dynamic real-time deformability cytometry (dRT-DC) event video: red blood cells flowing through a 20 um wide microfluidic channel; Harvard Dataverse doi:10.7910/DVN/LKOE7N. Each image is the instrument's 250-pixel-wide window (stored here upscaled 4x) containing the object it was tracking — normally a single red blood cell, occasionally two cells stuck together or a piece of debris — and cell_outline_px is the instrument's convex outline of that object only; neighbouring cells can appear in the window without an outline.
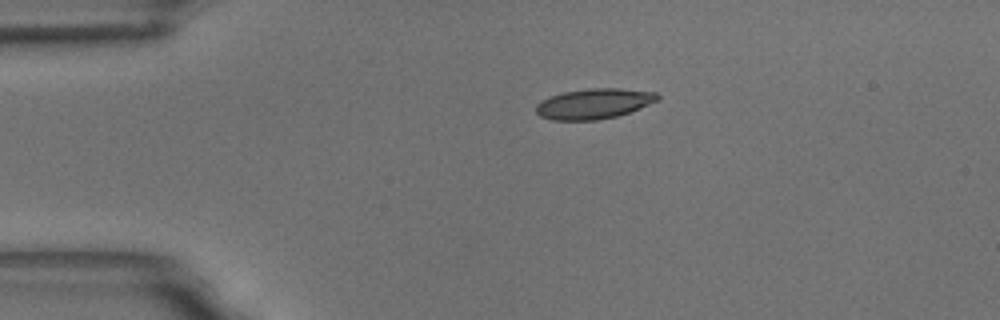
{"species": "common noctule bat (a hibernating species)", "species_latin": "Nyctalus noctula", "temperature_condition": "room temperature", "stored_images_in_passage": 47, "camera_frame_rate_fps": 3000, "um_per_image_px": 0.085, "animal": {"sex": "male", "body_mass_g": 18.8}, "frame": {"image": 1, "passage_image": 1, "time_ms": 0.0, "image_size_px": [1000, 320], "cell_outline_px": [[660, 100], [640, 108], [616, 116], [596, 120], [552, 120], [540, 116], [536, 112], [536, 104], [540, 100], [564, 92], [588, 88], [620, 88], [656, 92], [660, 96]], "centroid_in_image_um": [50.5, 8.81], "position_along_channel_um": 34.5, "area_um2": 21.5}}
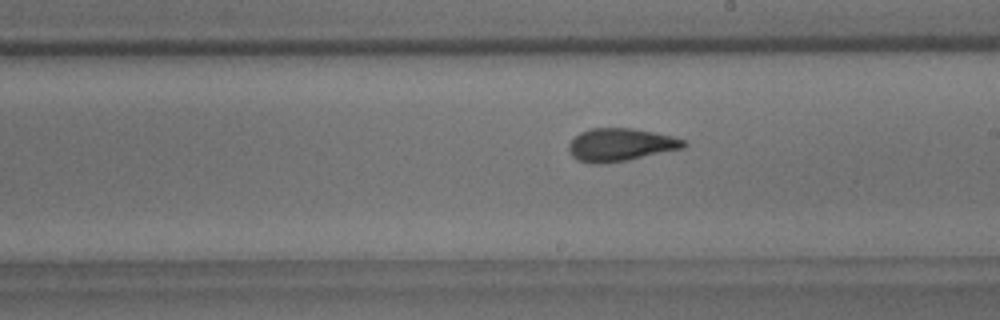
{"frame": {"image": 2, "passage_image": 22, "time_ms": 7.0, "image_size_px": [1000, 320], "cell_outline_px": [[688, 144], [684, 148], [628, 160], [600, 164], [592, 164], [576, 160], [568, 152], [568, 144], [580, 132], [588, 128], [632, 128], [672, 136], [684, 140]], "centroid_in_image_um": [52.71, 12.31], "position_along_channel_um": 236.3, "area_um2": 22.14}}
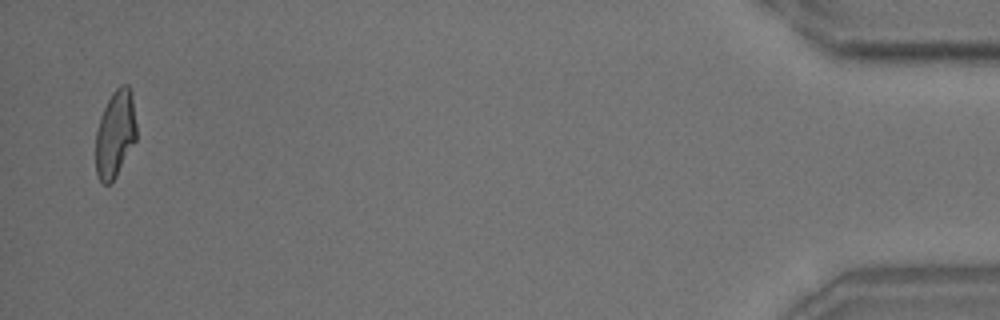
{"frame": {"image": 3, "passage_image": 46, "time_ms": 15.0, "image_size_px": [1000, 320], "cell_outline_px": [[136, 140], [116, 176], [108, 184], [104, 184], [100, 180], [96, 172], [96, 132], [100, 116], [112, 92], [120, 84], [128, 84], [132, 92], [136, 124]], "centroid_in_image_um": [9.8, 11.34], "position_along_channel_um": 425.4, "area_um2": 20.69}, "authors_computed_cell_mechanics": {"area_um2": 21.7906, "velocity_mm_per_s": 3.439, "shape_relaxation_time_tau1_ms": 6.5451, "shape_relaxation_time_tau2_ms": 1.5552, "deformation_change_tau1": 0.1954, "deformation_change_tau2": 0.0856}}